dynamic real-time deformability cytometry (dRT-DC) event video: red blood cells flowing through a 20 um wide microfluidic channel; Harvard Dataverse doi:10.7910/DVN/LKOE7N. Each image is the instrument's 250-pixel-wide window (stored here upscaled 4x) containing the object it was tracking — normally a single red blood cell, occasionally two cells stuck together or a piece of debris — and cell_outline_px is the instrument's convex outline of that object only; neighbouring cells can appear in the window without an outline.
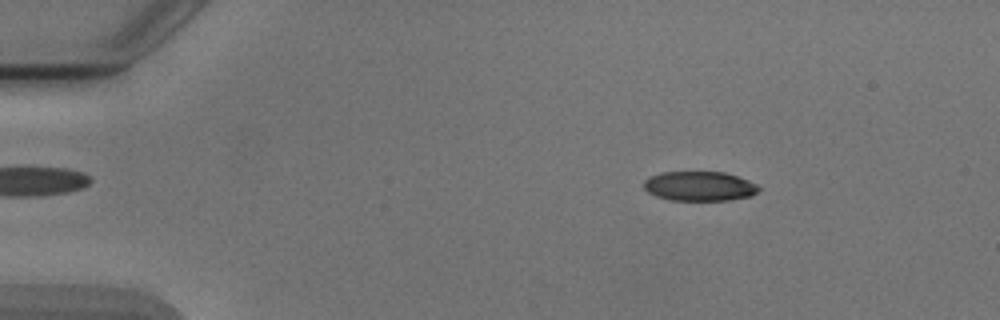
{"species": "Egyptian fruit bat (a non-hibernating species)", "species_latin": "Rousettus aegyptiacus", "temperature_condition": "cold", "stored_images_in_passage": 5, "camera_frame_rate_fps": 3000, "um_per_image_px": 0.085, "animal": {"sex": "male"}, "frame": {"image": 1, "passage_image": 2, "time_ms": 1.333, "image_size_px": [1000, 320], "cell_outline_px": [[760, 188], [752, 196], [728, 200], [672, 200], [656, 196], [648, 192], [644, 188], [644, 180], [648, 176], [660, 172], [724, 172], [748, 180], [756, 184]], "centroid_in_image_um": [59.43, 15.82], "position_along_channel_um": 25.6, "area_um2": 19.77}}
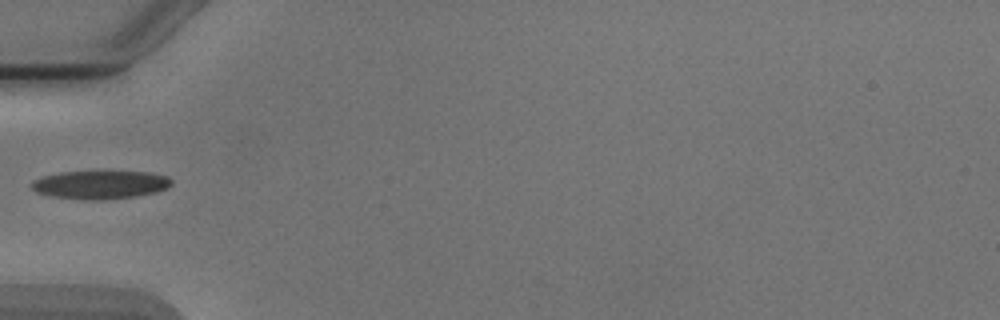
{"frame": {"image": 2, "passage_image": 5, "time_ms": 4.667, "image_size_px": [1000, 320], "cell_outline_px": [[172, 184], [168, 188], [156, 192], [136, 196], [100, 200], [84, 200], [52, 196], [36, 192], [32, 188], [32, 180], [44, 176], [60, 172], [100, 168], [108, 168], [152, 172], [168, 176], [172, 180]], "centroid_in_image_um": [8.58, 15.63], "position_along_channel_um": 76.4, "area_um2": 24.51}}